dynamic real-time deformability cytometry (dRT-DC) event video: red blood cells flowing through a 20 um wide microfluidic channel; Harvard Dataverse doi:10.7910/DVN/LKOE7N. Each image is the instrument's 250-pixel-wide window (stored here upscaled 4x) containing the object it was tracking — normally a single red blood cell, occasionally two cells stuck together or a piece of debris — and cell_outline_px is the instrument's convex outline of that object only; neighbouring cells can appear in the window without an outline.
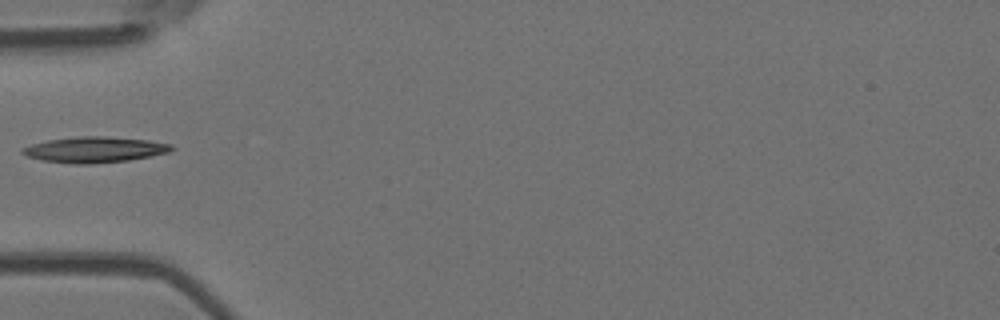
{"species": "Egyptian fruit bat (a non-hibernating species)", "species_latin": "Rousettus aegyptiacus", "temperature_condition": "room temperature", "stored_images_in_passage": 6, "camera_frame_rate_fps": 3000, "um_per_image_px": 0.085, "animal": {"sex": "female"}, "frame": {"image": 1, "passage_image": 5, "time_ms": 5.667, "image_size_px": [1000, 320], "cell_outline_px": [[176, 148], [168, 152], [152, 156], [128, 160], [92, 164], [76, 164], [40, 160], [28, 156], [20, 152], [20, 148], [32, 144], [48, 140], [76, 136], [104, 136], [148, 140], [172, 144]], "centroid_in_image_um": [8.04, 12.72], "position_along_channel_um": 77.0, "area_um2": 22.48}}
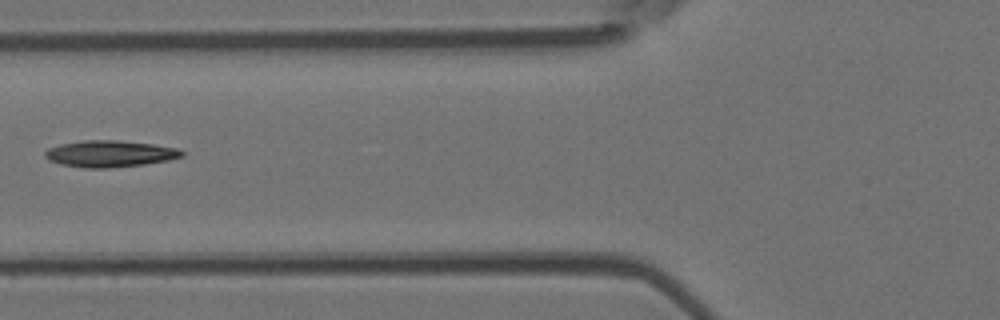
{"frame": {"image": 2, "passage_image": 6, "time_ms": 6.667, "image_size_px": [1000, 320], "cell_outline_px": [[184, 156], [168, 160], [144, 164], [112, 168], [84, 168], [60, 164], [48, 160], [44, 156], [44, 152], [48, 148], [60, 144], [84, 140], [116, 140], [152, 144], [176, 148], [184, 152]], "centroid_in_image_um": [9.3, 13.07], "position_along_channel_um": 116.5, "area_um2": 21.21}}